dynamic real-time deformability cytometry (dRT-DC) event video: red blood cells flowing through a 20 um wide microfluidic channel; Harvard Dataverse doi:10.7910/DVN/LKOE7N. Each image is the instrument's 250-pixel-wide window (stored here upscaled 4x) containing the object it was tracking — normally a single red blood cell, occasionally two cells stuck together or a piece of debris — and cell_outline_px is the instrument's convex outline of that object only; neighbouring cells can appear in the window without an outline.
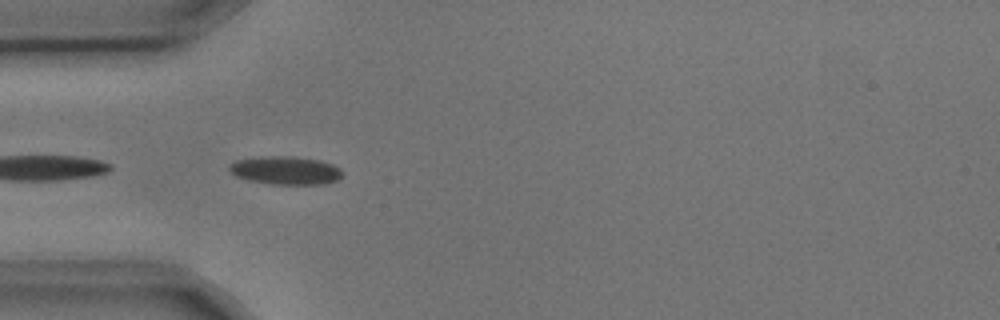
{"species": "common noctule bat (a hibernating species)", "species_latin": "Nyctalus noctula", "temperature_condition": "cold", "stored_images_in_passage": 6, "segment_of_instrument_passage": [2, 2], "camera_frame_rate_fps": 3000, "um_per_image_px": 0.085, "animal": {"sex": "male", "body_mass_g": 17.9, "forearm_length_mm": 54.2}, "frame": {"image": 1, "passage_image": 5, "time_ms": 1.333, "image_size_px": [1000, 320], "cell_outline_px": [[344, 172], [336, 180], [324, 184], [268, 184], [248, 180], [236, 176], [228, 168], [236, 160], [260, 156], [296, 156], [320, 160], [332, 164], [340, 168]], "centroid_in_image_um": [24.29, 14.48], "position_along_channel_um": 60.7, "area_um2": 18.67}}